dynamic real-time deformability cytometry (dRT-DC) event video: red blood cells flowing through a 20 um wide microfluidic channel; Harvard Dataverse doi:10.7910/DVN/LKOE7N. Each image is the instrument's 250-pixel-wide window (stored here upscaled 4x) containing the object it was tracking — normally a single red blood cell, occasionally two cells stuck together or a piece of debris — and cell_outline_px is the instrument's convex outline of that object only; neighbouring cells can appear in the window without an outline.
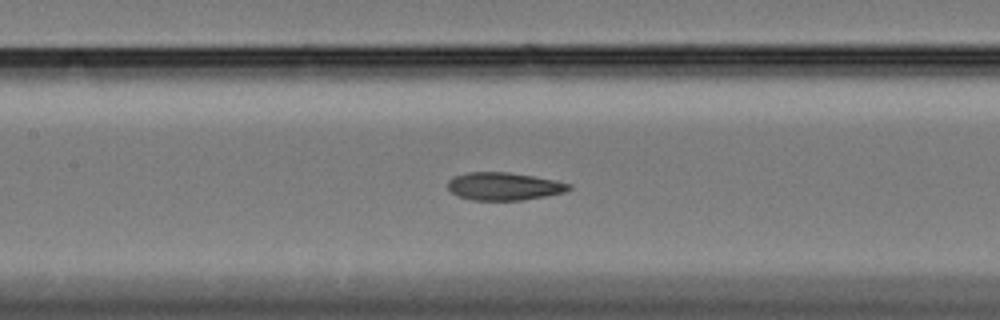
{"species": "Egyptian fruit bat (a non-hibernating species)", "species_latin": "Rousettus aegyptiacus", "temperature_condition": "cold", "stored_images_in_passage": 33, "camera_frame_rate_fps": 3000, "um_per_image_px": 0.085, "animal": {"sex": "female"}, "frame": {"image": 1, "passage_image": 28, "time_ms": 9.0, "image_size_px": [1000, 320], "cell_outline_px": [[572, 188], [564, 192], [544, 196], [520, 200], [472, 200], [460, 196], [452, 192], [448, 188], [448, 180], [452, 176], [468, 172], [508, 172], [556, 180], [572, 184]], "centroid_in_image_um": [42.83, 15.82], "position_along_channel_um": 164.6, "area_um2": 19.54}}